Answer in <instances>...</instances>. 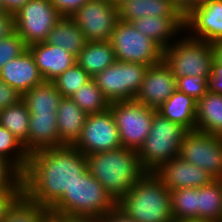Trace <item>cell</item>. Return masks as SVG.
<instances>
[{
	"instance_id": "6da1fadb",
	"label": "cell",
	"mask_w": 222,
	"mask_h": 222,
	"mask_svg": "<svg viewBox=\"0 0 222 222\" xmlns=\"http://www.w3.org/2000/svg\"><path fill=\"white\" fill-rule=\"evenodd\" d=\"M87 170L86 156L74 146L39 150L28 157L23 192L50 209Z\"/></svg>"
},
{
	"instance_id": "7a4b0ae2",
	"label": "cell",
	"mask_w": 222,
	"mask_h": 222,
	"mask_svg": "<svg viewBox=\"0 0 222 222\" xmlns=\"http://www.w3.org/2000/svg\"><path fill=\"white\" fill-rule=\"evenodd\" d=\"M87 169L118 202L146 173L138 151L120 147L86 155Z\"/></svg>"
},
{
	"instance_id": "3957f363",
	"label": "cell",
	"mask_w": 222,
	"mask_h": 222,
	"mask_svg": "<svg viewBox=\"0 0 222 222\" xmlns=\"http://www.w3.org/2000/svg\"><path fill=\"white\" fill-rule=\"evenodd\" d=\"M117 206L137 222L173 221L170 191L153 172H146Z\"/></svg>"
},
{
	"instance_id": "277c9868",
	"label": "cell",
	"mask_w": 222,
	"mask_h": 222,
	"mask_svg": "<svg viewBox=\"0 0 222 222\" xmlns=\"http://www.w3.org/2000/svg\"><path fill=\"white\" fill-rule=\"evenodd\" d=\"M117 202L87 170L49 209L68 216H103Z\"/></svg>"
},
{
	"instance_id": "5b68a950",
	"label": "cell",
	"mask_w": 222,
	"mask_h": 222,
	"mask_svg": "<svg viewBox=\"0 0 222 222\" xmlns=\"http://www.w3.org/2000/svg\"><path fill=\"white\" fill-rule=\"evenodd\" d=\"M188 130L156 112L150 132L138 150L139 160L146 172L156 171L163 163L179 156L181 142Z\"/></svg>"
},
{
	"instance_id": "8992f818",
	"label": "cell",
	"mask_w": 222,
	"mask_h": 222,
	"mask_svg": "<svg viewBox=\"0 0 222 222\" xmlns=\"http://www.w3.org/2000/svg\"><path fill=\"white\" fill-rule=\"evenodd\" d=\"M183 38V39H182ZM164 49L163 60L175 78L200 76L209 79L215 59L213 44L183 34Z\"/></svg>"
},
{
	"instance_id": "52a82bcc",
	"label": "cell",
	"mask_w": 222,
	"mask_h": 222,
	"mask_svg": "<svg viewBox=\"0 0 222 222\" xmlns=\"http://www.w3.org/2000/svg\"><path fill=\"white\" fill-rule=\"evenodd\" d=\"M109 42L117 61L141 63L146 66L163 61L164 49L150 37L139 32L131 22L119 19Z\"/></svg>"
},
{
	"instance_id": "ba28073f",
	"label": "cell",
	"mask_w": 222,
	"mask_h": 222,
	"mask_svg": "<svg viewBox=\"0 0 222 222\" xmlns=\"http://www.w3.org/2000/svg\"><path fill=\"white\" fill-rule=\"evenodd\" d=\"M122 147L138 151L147 138L157 110L135 100L110 103Z\"/></svg>"
},
{
	"instance_id": "9c48e42d",
	"label": "cell",
	"mask_w": 222,
	"mask_h": 222,
	"mask_svg": "<svg viewBox=\"0 0 222 222\" xmlns=\"http://www.w3.org/2000/svg\"><path fill=\"white\" fill-rule=\"evenodd\" d=\"M148 67L141 63L116 61L93 79L110 103L134 100Z\"/></svg>"
},
{
	"instance_id": "30bf717a",
	"label": "cell",
	"mask_w": 222,
	"mask_h": 222,
	"mask_svg": "<svg viewBox=\"0 0 222 222\" xmlns=\"http://www.w3.org/2000/svg\"><path fill=\"white\" fill-rule=\"evenodd\" d=\"M61 17L49 0H29L14 14L15 31L27 46L44 42Z\"/></svg>"
},
{
	"instance_id": "8fae6325",
	"label": "cell",
	"mask_w": 222,
	"mask_h": 222,
	"mask_svg": "<svg viewBox=\"0 0 222 222\" xmlns=\"http://www.w3.org/2000/svg\"><path fill=\"white\" fill-rule=\"evenodd\" d=\"M179 156L215 179H222V136L188 131L181 142Z\"/></svg>"
},
{
	"instance_id": "7c38bea8",
	"label": "cell",
	"mask_w": 222,
	"mask_h": 222,
	"mask_svg": "<svg viewBox=\"0 0 222 222\" xmlns=\"http://www.w3.org/2000/svg\"><path fill=\"white\" fill-rule=\"evenodd\" d=\"M71 17L87 42L109 41L119 20V12L113 3L89 0Z\"/></svg>"
},
{
	"instance_id": "4fadbf2b",
	"label": "cell",
	"mask_w": 222,
	"mask_h": 222,
	"mask_svg": "<svg viewBox=\"0 0 222 222\" xmlns=\"http://www.w3.org/2000/svg\"><path fill=\"white\" fill-rule=\"evenodd\" d=\"M74 147L85 156L122 147L110 108L87 116L80 139Z\"/></svg>"
},
{
	"instance_id": "5bb4252c",
	"label": "cell",
	"mask_w": 222,
	"mask_h": 222,
	"mask_svg": "<svg viewBox=\"0 0 222 222\" xmlns=\"http://www.w3.org/2000/svg\"><path fill=\"white\" fill-rule=\"evenodd\" d=\"M176 90V79L163 60L148 67L134 100L157 110Z\"/></svg>"
},
{
	"instance_id": "9a60e30c",
	"label": "cell",
	"mask_w": 222,
	"mask_h": 222,
	"mask_svg": "<svg viewBox=\"0 0 222 222\" xmlns=\"http://www.w3.org/2000/svg\"><path fill=\"white\" fill-rule=\"evenodd\" d=\"M153 173L169 191L182 188H200L215 180L204 169L183 160L180 156L163 163Z\"/></svg>"
},
{
	"instance_id": "2e32d148",
	"label": "cell",
	"mask_w": 222,
	"mask_h": 222,
	"mask_svg": "<svg viewBox=\"0 0 222 222\" xmlns=\"http://www.w3.org/2000/svg\"><path fill=\"white\" fill-rule=\"evenodd\" d=\"M184 31H187L189 37L209 44L221 42L222 0H213L210 4L192 11L184 19Z\"/></svg>"
},
{
	"instance_id": "e0dca14e",
	"label": "cell",
	"mask_w": 222,
	"mask_h": 222,
	"mask_svg": "<svg viewBox=\"0 0 222 222\" xmlns=\"http://www.w3.org/2000/svg\"><path fill=\"white\" fill-rule=\"evenodd\" d=\"M0 79L21 95L44 81L29 49L0 69Z\"/></svg>"
},
{
	"instance_id": "ac0fdd59",
	"label": "cell",
	"mask_w": 222,
	"mask_h": 222,
	"mask_svg": "<svg viewBox=\"0 0 222 222\" xmlns=\"http://www.w3.org/2000/svg\"><path fill=\"white\" fill-rule=\"evenodd\" d=\"M44 81H53L76 63V57L61 47L45 42L28 46Z\"/></svg>"
},
{
	"instance_id": "d6986e66",
	"label": "cell",
	"mask_w": 222,
	"mask_h": 222,
	"mask_svg": "<svg viewBox=\"0 0 222 222\" xmlns=\"http://www.w3.org/2000/svg\"><path fill=\"white\" fill-rule=\"evenodd\" d=\"M56 119V114H30L28 141L23 145L28 155L62 146Z\"/></svg>"
},
{
	"instance_id": "ffe728a7",
	"label": "cell",
	"mask_w": 222,
	"mask_h": 222,
	"mask_svg": "<svg viewBox=\"0 0 222 222\" xmlns=\"http://www.w3.org/2000/svg\"><path fill=\"white\" fill-rule=\"evenodd\" d=\"M131 24L163 49L168 48L172 44L170 41L174 42V37H178V33L184 31V19L182 17L144 16L133 20Z\"/></svg>"
},
{
	"instance_id": "44dd1931",
	"label": "cell",
	"mask_w": 222,
	"mask_h": 222,
	"mask_svg": "<svg viewBox=\"0 0 222 222\" xmlns=\"http://www.w3.org/2000/svg\"><path fill=\"white\" fill-rule=\"evenodd\" d=\"M56 116L60 144L74 146L88 115L71 98H62Z\"/></svg>"
},
{
	"instance_id": "7402d4cb",
	"label": "cell",
	"mask_w": 222,
	"mask_h": 222,
	"mask_svg": "<svg viewBox=\"0 0 222 222\" xmlns=\"http://www.w3.org/2000/svg\"><path fill=\"white\" fill-rule=\"evenodd\" d=\"M119 19L132 22L141 17H182L171 0H131L118 7Z\"/></svg>"
},
{
	"instance_id": "603a6c76",
	"label": "cell",
	"mask_w": 222,
	"mask_h": 222,
	"mask_svg": "<svg viewBox=\"0 0 222 222\" xmlns=\"http://www.w3.org/2000/svg\"><path fill=\"white\" fill-rule=\"evenodd\" d=\"M197 100L176 90L157 112L168 120L181 124L188 131L196 130Z\"/></svg>"
},
{
	"instance_id": "cb8c5ba5",
	"label": "cell",
	"mask_w": 222,
	"mask_h": 222,
	"mask_svg": "<svg viewBox=\"0 0 222 222\" xmlns=\"http://www.w3.org/2000/svg\"><path fill=\"white\" fill-rule=\"evenodd\" d=\"M196 130L222 136V94L208 91L197 101Z\"/></svg>"
},
{
	"instance_id": "d4e9b609",
	"label": "cell",
	"mask_w": 222,
	"mask_h": 222,
	"mask_svg": "<svg viewBox=\"0 0 222 222\" xmlns=\"http://www.w3.org/2000/svg\"><path fill=\"white\" fill-rule=\"evenodd\" d=\"M114 49L109 41L86 42L76 63L92 78L116 62Z\"/></svg>"
},
{
	"instance_id": "484cf974",
	"label": "cell",
	"mask_w": 222,
	"mask_h": 222,
	"mask_svg": "<svg viewBox=\"0 0 222 222\" xmlns=\"http://www.w3.org/2000/svg\"><path fill=\"white\" fill-rule=\"evenodd\" d=\"M44 42L61 47L77 58L87 41L73 18L62 16Z\"/></svg>"
},
{
	"instance_id": "4316f807",
	"label": "cell",
	"mask_w": 222,
	"mask_h": 222,
	"mask_svg": "<svg viewBox=\"0 0 222 222\" xmlns=\"http://www.w3.org/2000/svg\"><path fill=\"white\" fill-rule=\"evenodd\" d=\"M62 98L52 81H43L22 95L30 114H56Z\"/></svg>"
},
{
	"instance_id": "83f0119b",
	"label": "cell",
	"mask_w": 222,
	"mask_h": 222,
	"mask_svg": "<svg viewBox=\"0 0 222 222\" xmlns=\"http://www.w3.org/2000/svg\"><path fill=\"white\" fill-rule=\"evenodd\" d=\"M198 219L222 222V179L198 188Z\"/></svg>"
},
{
	"instance_id": "f1b7e54d",
	"label": "cell",
	"mask_w": 222,
	"mask_h": 222,
	"mask_svg": "<svg viewBox=\"0 0 222 222\" xmlns=\"http://www.w3.org/2000/svg\"><path fill=\"white\" fill-rule=\"evenodd\" d=\"M30 113L23 100L0 111V125L11 132L23 145L28 141Z\"/></svg>"
},
{
	"instance_id": "f546056e",
	"label": "cell",
	"mask_w": 222,
	"mask_h": 222,
	"mask_svg": "<svg viewBox=\"0 0 222 222\" xmlns=\"http://www.w3.org/2000/svg\"><path fill=\"white\" fill-rule=\"evenodd\" d=\"M87 115L104 112L109 109L110 102L104 97L92 78L70 97Z\"/></svg>"
},
{
	"instance_id": "4dcf8cb0",
	"label": "cell",
	"mask_w": 222,
	"mask_h": 222,
	"mask_svg": "<svg viewBox=\"0 0 222 222\" xmlns=\"http://www.w3.org/2000/svg\"><path fill=\"white\" fill-rule=\"evenodd\" d=\"M173 219H198V188H182L170 191Z\"/></svg>"
},
{
	"instance_id": "1f68e13d",
	"label": "cell",
	"mask_w": 222,
	"mask_h": 222,
	"mask_svg": "<svg viewBox=\"0 0 222 222\" xmlns=\"http://www.w3.org/2000/svg\"><path fill=\"white\" fill-rule=\"evenodd\" d=\"M48 210L23 193L8 209L3 222H41Z\"/></svg>"
},
{
	"instance_id": "d6a6232c",
	"label": "cell",
	"mask_w": 222,
	"mask_h": 222,
	"mask_svg": "<svg viewBox=\"0 0 222 222\" xmlns=\"http://www.w3.org/2000/svg\"><path fill=\"white\" fill-rule=\"evenodd\" d=\"M0 155L12 161L22 172L25 171L28 163V153L25 151L23 144L1 125Z\"/></svg>"
},
{
	"instance_id": "836d02e7",
	"label": "cell",
	"mask_w": 222,
	"mask_h": 222,
	"mask_svg": "<svg viewBox=\"0 0 222 222\" xmlns=\"http://www.w3.org/2000/svg\"><path fill=\"white\" fill-rule=\"evenodd\" d=\"M91 79L92 77L75 63L52 82L63 98H70L81 85L86 84Z\"/></svg>"
},
{
	"instance_id": "e575fe53",
	"label": "cell",
	"mask_w": 222,
	"mask_h": 222,
	"mask_svg": "<svg viewBox=\"0 0 222 222\" xmlns=\"http://www.w3.org/2000/svg\"><path fill=\"white\" fill-rule=\"evenodd\" d=\"M28 49L24 40L14 31L0 40V69Z\"/></svg>"
},
{
	"instance_id": "d590c367",
	"label": "cell",
	"mask_w": 222,
	"mask_h": 222,
	"mask_svg": "<svg viewBox=\"0 0 222 222\" xmlns=\"http://www.w3.org/2000/svg\"><path fill=\"white\" fill-rule=\"evenodd\" d=\"M4 188H23V172L0 155V189Z\"/></svg>"
},
{
	"instance_id": "8d00e7d4",
	"label": "cell",
	"mask_w": 222,
	"mask_h": 222,
	"mask_svg": "<svg viewBox=\"0 0 222 222\" xmlns=\"http://www.w3.org/2000/svg\"><path fill=\"white\" fill-rule=\"evenodd\" d=\"M175 79L177 90L197 101L209 91V79H204L200 76H185L184 78Z\"/></svg>"
},
{
	"instance_id": "74e56055",
	"label": "cell",
	"mask_w": 222,
	"mask_h": 222,
	"mask_svg": "<svg viewBox=\"0 0 222 222\" xmlns=\"http://www.w3.org/2000/svg\"><path fill=\"white\" fill-rule=\"evenodd\" d=\"M23 193V188L0 189V222L4 221L8 209Z\"/></svg>"
},
{
	"instance_id": "f35d334b",
	"label": "cell",
	"mask_w": 222,
	"mask_h": 222,
	"mask_svg": "<svg viewBox=\"0 0 222 222\" xmlns=\"http://www.w3.org/2000/svg\"><path fill=\"white\" fill-rule=\"evenodd\" d=\"M22 100V95L0 79V111Z\"/></svg>"
},
{
	"instance_id": "ab89813d",
	"label": "cell",
	"mask_w": 222,
	"mask_h": 222,
	"mask_svg": "<svg viewBox=\"0 0 222 222\" xmlns=\"http://www.w3.org/2000/svg\"><path fill=\"white\" fill-rule=\"evenodd\" d=\"M61 16L71 17L89 0H49Z\"/></svg>"
},
{
	"instance_id": "60d3db41",
	"label": "cell",
	"mask_w": 222,
	"mask_h": 222,
	"mask_svg": "<svg viewBox=\"0 0 222 222\" xmlns=\"http://www.w3.org/2000/svg\"><path fill=\"white\" fill-rule=\"evenodd\" d=\"M180 10L182 18L185 19L192 11L210 4L213 0H171Z\"/></svg>"
},
{
	"instance_id": "b9f144b4",
	"label": "cell",
	"mask_w": 222,
	"mask_h": 222,
	"mask_svg": "<svg viewBox=\"0 0 222 222\" xmlns=\"http://www.w3.org/2000/svg\"><path fill=\"white\" fill-rule=\"evenodd\" d=\"M209 91L222 94V63L214 59L211 76L208 81Z\"/></svg>"
},
{
	"instance_id": "7bdbcfd3",
	"label": "cell",
	"mask_w": 222,
	"mask_h": 222,
	"mask_svg": "<svg viewBox=\"0 0 222 222\" xmlns=\"http://www.w3.org/2000/svg\"><path fill=\"white\" fill-rule=\"evenodd\" d=\"M15 31L14 15L10 13L0 14V40Z\"/></svg>"
},
{
	"instance_id": "ee69618b",
	"label": "cell",
	"mask_w": 222,
	"mask_h": 222,
	"mask_svg": "<svg viewBox=\"0 0 222 222\" xmlns=\"http://www.w3.org/2000/svg\"><path fill=\"white\" fill-rule=\"evenodd\" d=\"M103 222H137L122 211L117 205L103 215Z\"/></svg>"
},
{
	"instance_id": "f6af8a7d",
	"label": "cell",
	"mask_w": 222,
	"mask_h": 222,
	"mask_svg": "<svg viewBox=\"0 0 222 222\" xmlns=\"http://www.w3.org/2000/svg\"><path fill=\"white\" fill-rule=\"evenodd\" d=\"M41 222H70V216L48 210L44 214Z\"/></svg>"
},
{
	"instance_id": "bcb514c9",
	"label": "cell",
	"mask_w": 222,
	"mask_h": 222,
	"mask_svg": "<svg viewBox=\"0 0 222 222\" xmlns=\"http://www.w3.org/2000/svg\"><path fill=\"white\" fill-rule=\"evenodd\" d=\"M29 0H2L7 13L14 15Z\"/></svg>"
},
{
	"instance_id": "7dc6e473",
	"label": "cell",
	"mask_w": 222,
	"mask_h": 222,
	"mask_svg": "<svg viewBox=\"0 0 222 222\" xmlns=\"http://www.w3.org/2000/svg\"><path fill=\"white\" fill-rule=\"evenodd\" d=\"M70 222H103V216H70Z\"/></svg>"
},
{
	"instance_id": "c3c4849f",
	"label": "cell",
	"mask_w": 222,
	"mask_h": 222,
	"mask_svg": "<svg viewBox=\"0 0 222 222\" xmlns=\"http://www.w3.org/2000/svg\"><path fill=\"white\" fill-rule=\"evenodd\" d=\"M215 59L222 63V41L213 44Z\"/></svg>"
},
{
	"instance_id": "681fc988",
	"label": "cell",
	"mask_w": 222,
	"mask_h": 222,
	"mask_svg": "<svg viewBox=\"0 0 222 222\" xmlns=\"http://www.w3.org/2000/svg\"><path fill=\"white\" fill-rule=\"evenodd\" d=\"M172 222H210L201 219H190V220H181V219H173Z\"/></svg>"
},
{
	"instance_id": "f907efd6",
	"label": "cell",
	"mask_w": 222,
	"mask_h": 222,
	"mask_svg": "<svg viewBox=\"0 0 222 222\" xmlns=\"http://www.w3.org/2000/svg\"><path fill=\"white\" fill-rule=\"evenodd\" d=\"M5 13H7L6 9H5L4 5H3L2 0H0V14H5Z\"/></svg>"
},
{
	"instance_id": "816d5d0a",
	"label": "cell",
	"mask_w": 222,
	"mask_h": 222,
	"mask_svg": "<svg viewBox=\"0 0 222 222\" xmlns=\"http://www.w3.org/2000/svg\"><path fill=\"white\" fill-rule=\"evenodd\" d=\"M129 1H131V0H115V5L117 7H119L122 3L129 2Z\"/></svg>"
},
{
	"instance_id": "f5cc1de1",
	"label": "cell",
	"mask_w": 222,
	"mask_h": 222,
	"mask_svg": "<svg viewBox=\"0 0 222 222\" xmlns=\"http://www.w3.org/2000/svg\"><path fill=\"white\" fill-rule=\"evenodd\" d=\"M102 1H107V2L115 4V0H102Z\"/></svg>"
}]
</instances>
